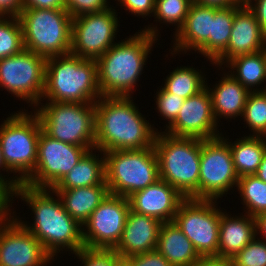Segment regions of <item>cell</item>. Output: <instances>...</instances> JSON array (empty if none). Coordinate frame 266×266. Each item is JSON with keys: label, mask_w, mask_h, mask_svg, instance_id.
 I'll use <instances>...</instances> for the list:
<instances>
[{"label": "cell", "mask_w": 266, "mask_h": 266, "mask_svg": "<svg viewBox=\"0 0 266 266\" xmlns=\"http://www.w3.org/2000/svg\"><path fill=\"white\" fill-rule=\"evenodd\" d=\"M191 4L189 0H155L154 21L174 25V33H177L183 26Z\"/></svg>", "instance_id": "836d02e7"}, {"label": "cell", "mask_w": 266, "mask_h": 266, "mask_svg": "<svg viewBox=\"0 0 266 266\" xmlns=\"http://www.w3.org/2000/svg\"><path fill=\"white\" fill-rule=\"evenodd\" d=\"M121 6L135 16L151 17L154 14L155 0H117ZM151 14V15H150Z\"/></svg>", "instance_id": "f35d334b"}, {"label": "cell", "mask_w": 266, "mask_h": 266, "mask_svg": "<svg viewBox=\"0 0 266 266\" xmlns=\"http://www.w3.org/2000/svg\"><path fill=\"white\" fill-rule=\"evenodd\" d=\"M66 212L81 226L109 194L107 185L74 189H53Z\"/></svg>", "instance_id": "d4e9b609"}, {"label": "cell", "mask_w": 266, "mask_h": 266, "mask_svg": "<svg viewBox=\"0 0 266 266\" xmlns=\"http://www.w3.org/2000/svg\"><path fill=\"white\" fill-rule=\"evenodd\" d=\"M237 140V141H236ZM234 142H228L232 153L234 168L240 177L255 175L266 153V137L243 136L236 138Z\"/></svg>", "instance_id": "83f0119b"}, {"label": "cell", "mask_w": 266, "mask_h": 266, "mask_svg": "<svg viewBox=\"0 0 266 266\" xmlns=\"http://www.w3.org/2000/svg\"><path fill=\"white\" fill-rule=\"evenodd\" d=\"M64 2L65 9L72 18L88 13L102 12L111 7L107 0H64Z\"/></svg>", "instance_id": "8d00e7d4"}, {"label": "cell", "mask_w": 266, "mask_h": 266, "mask_svg": "<svg viewBox=\"0 0 266 266\" xmlns=\"http://www.w3.org/2000/svg\"><path fill=\"white\" fill-rule=\"evenodd\" d=\"M46 61L47 58L25 48L0 59V87L36 107L44 93Z\"/></svg>", "instance_id": "8fae6325"}, {"label": "cell", "mask_w": 266, "mask_h": 266, "mask_svg": "<svg viewBox=\"0 0 266 266\" xmlns=\"http://www.w3.org/2000/svg\"><path fill=\"white\" fill-rule=\"evenodd\" d=\"M115 11L112 6L102 12L73 18L70 53L83 59L97 60L114 45L120 27Z\"/></svg>", "instance_id": "5bb4252c"}, {"label": "cell", "mask_w": 266, "mask_h": 266, "mask_svg": "<svg viewBox=\"0 0 266 266\" xmlns=\"http://www.w3.org/2000/svg\"><path fill=\"white\" fill-rule=\"evenodd\" d=\"M214 6L192 3L183 26L173 36V49L170 54H186L190 50L201 53L210 61V34ZM184 51V52H183Z\"/></svg>", "instance_id": "ac0fdd59"}, {"label": "cell", "mask_w": 266, "mask_h": 266, "mask_svg": "<svg viewBox=\"0 0 266 266\" xmlns=\"http://www.w3.org/2000/svg\"><path fill=\"white\" fill-rule=\"evenodd\" d=\"M112 266H134L133 260L129 256L118 255L113 250V264Z\"/></svg>", "instance_id": "681fc988"}, {"label": "cell", "mask_w": 266, "mask_h": 266, "mask_svg": "<svg viewBox=\"0 0 266 266\" xmlns=\"http://www.w3.org/2000/svg\"><path fill=\"white\" fill-rule=\"evenodd\" d=\"M255 176L266 183V153L263 155L262 161L258 167L257 172L255 173Z\"/></svg>", "instance_id": "f907efd6"}, {"label": "cell", "mask_w": 266, "mask_h": 266, "mask_svg": "<svg viewBox=\"0 0 266 266\" xmlns=\"http://www.w3.org/2000/svg\"><path fill=\"white\" fill-rule=\"evenodd\" d=\"M13 196L31 207L34 223L31 226L18 219L15 212L11 215L34 235L53 259L61 250L76 254L84 248L82 226L66 212L53 189L33 188L21 183L11 193V203H14Z\"/></svg>", "instance_id": "6da1fadb"}, {"label": "cell", "mask_w": 266, "mask_h": 266, "mask_svg": "<svg viewBox=\"0 0 266 266\" xmlns=\"http://www.w3.org/2000/svg\"><path fill=\"white\" fill-rule=\"evenodd\" d=\"M192 266H230V261L216 256L200 257Z\"/></svg>", "instance_id": "bcb514c9"}, {"label": "cell", "mask_w": 266, "mask_h": 266, "mask_svg": "<svg viewBox=\"0 0 266 266\" xmlns=\"http://www.w3.org/2000/svg\"><path fill=\"white\" fill-rule=\"evenodd\" d=\"M96 152H98L97 156ZM101 154H104V152L101 150L97 151V149L88 151L73 169L52 189H74L96 185H107L105 157Z\"/></svg>", "instance_id": "484cf974"}, {"label": "cell", "mask_w": 266, "mask_h": 266, "mask_svg": "<svg viewBox=\"0 0 266 266\" xmlns=\"http://www.w3.org/2000/svg\"><path fill=\"white\" fill-rule=\"evenodd\" d=\"M12 206L11 192L0 182V221L11 215Z\"/></svg>", "instance_id": "7bdbcfd3"}, {"label": "cell", "mask_w": 266, "mask_h": 266, "mask_svg": "<svg viewBox=\"0 0 266 266\" xmlns=\"http://www.w3.org/2000/svg\"><path fill=\"white\" fill-rule=\"evenodd\" d=\"M247 7L254 13L260 29L266 35V0H253Z\"/></svg>", "instance_id": "b9f144b4"}, {"label": "cell", "mask_w": 266, "mask_h": 266, "mask_svg": "<svg viewBox=\"0 0 266 266\" xmlns=\"http://www.w3.org/2000/svg\"><path fill=\"white\" fill-rule=\"evenodd\" d=\"M154 150L159 179L176 188L185 199L199 200L201 140L157 132Z\"/></svg>", "instance_id": "5b68a950"}, {"label": "cell", "mask_w": 266, "mask_h": 266, "mask_svg": "<svg viewBox=\"0 0 266 266\" xmlns=\"http://www.w3.org/2000/svg\"><path fill=\"white\" fill-rule=\"evenodd\" d=\"M241 6L217 7L214 6L210 34V61L212 62L227 48L235 12Z\"/></svg>", "instance_id": "f546056e"}, {"label": "cell", "mask_w": 266, "mask_h": 266, "mask_svg": "<svg viewBox=\"0 0 266 266\" xmlns=\"http://www.w3.org/2000/svg\"><path fill=\"white\" fill-rule=\"evenodd\" d=\"M22 9H65L64 0H22Z\"/></svg>", "instance_id": "60d3db41"}, {"label": "cell", "mask_w": 266, "mask_h": 266, "mask_svg": "<svg viewBox=\"0 0 266 266\" xmlns=\"http://www.w3.org/2000/svg\"><path fill=\"white\" fill-rule=\"evenodd\" d=\"M253 0H240V6H247Z\"/></svg>", "instance_id": "816d5d0a"}, {"label": "cell", "mask_w": 266, "mask_h": 266, "mask_svg": "<svg viewBox=\"0 0 266 266\" xmlns=\"http://www.w3.org/2000/svg\"><path fill=\"white\" fill-rule=\"evenodd\" d=\"M129 211L128 198L108 194L82 226L84 247L113 250L121 238Z\"/></svg>", "instance_id": "9a60e30c"}, {"label": "cell", "mask_w": 266, "mask_h": 266, "mask_svg": "<svg viewBox=\"0 0 266 266\" xmlns=\"http://www.w3.org/2000/svg\"><path fill=\"white\" fill-rule=\"evenodd\" d=\"M26 111L10 114L11 116L0 125V145L4 164L10 173H15V178L20 183L34 172L38 139L42 130L39 117L31 111V114Z\"/></svg>", "instance_id": "8992f818"}, {"label": "cell", "mask_w": 266, "mask_h": 266, "mask_svg": "<svg viewBox=\"0 0 266 266\" xmlns=\"http://www.w3.org/2000/svg\"><path fill=\"white\" fill-rule=\"evenodd\" d=\"M0 170L6 171L8 174L10 173L4 164L3 158H2V150L0 145ZM7 175H3L0 171V182L12 193L21 183L15 178L13 175L11 178L7 177ZM8 179V180H7Z\"/></svg>", "instance_id": "f6af8a7d"}, {"label": "cell", "mask_w": 266, "mask_h": 266, "mask_svg": "<svg viewBox=\"0 0 266 266\" xmlns=\"http://www.w3.org/2000/svg\"><path fill=\"white\" fill-rule=\"evenodd\" d=\"M134 266H173L157 250L130 256Z\"/></svg>", "instance_id": "ab89813d"}, {"label": "cell", "mask_w": 266, "mask_h": 266, "mask_svg": "<svg viewBox=\"0 0 266 266\" xmlns=\"http://www.w3.org/2000/svg\"><path fill=\"white\" fill-rule=\"evenodd\" d=\"M256 235H260L262 240L266 242V212L255 217Z\"/></svg>", "instance_id": "c3c4849f"}, {"label": "cell", "mask_w": 266, "mask_h": 266, "mask_svg": "<svg viewBox=\"0 0 266 266\" xmlns=\"http://www.w3.org/2000/svg\"><path fill=\"white\" fill-rule=\"evenodd\" d=\"M241 215L231 216L221 209L218 257L229 260L257 236L255 218Z\"/></svg>", "instance_id": "7402d4cb"}, {"label": "cell", "mask_w": 266, "mask_h": 266, "mask_svg": "<svg viewBox=\"0 0 266 266\" xmlns=\"http://www.w3.org/2000/svg\"><path fill=\"white\" fill-rule=\"evenodd\" d=\"M226 64L222 67V70L225 67L230 68L231 70L228 73L250 92L266 91L265 85L264 88L263 86L258 88L261 87V83L264 84L266 81V49L257 53L234 57Z\"/></svg>", "instance_id": "4316f807"}, {"label": "cell", "mask_w": 266, "mask_h": 266, "mask_svg": "<svg viewBox=\"0 0 266 266\" xmlns=\"http://www.w3.org/2000/svg\"><path fill=\"white\" fill-rule=\"evenodd\" d=\"M154 26L148 25L133 36L116 42L96 60L102 97H132L151 48L160 36V30Z\"/></svg>", "instance_id": "3957f363"}, {"label": "cell", "mask_w": 266, "mask_h": 266, "mask_svg": "<svg viewBox=\"0 0 266 266\" xmlns=\"http://www.w3.org/2000/svg\"><path fill=\"white\" fill-rule=\"evenodd\" d=\"M22 11V0H0V16L18 17Z\"/></svg>", "instance_id": "ee69618b"}, {"label": "cell", "mask_w": 266, "mask_h": 266, "mask_svg": "<svg viewBox=\"0 0 266 266\" xmlns=\"http://www.w3.org/2000/svg\"><path fill=\"white\" fill-rule=\"evenodd\" d=\"M31 108L39 117L42 130L51 138L89 151L95 149L94 103L40 102Z\"/></svg>", "instance_id": "52a82bcc"}, {"label": "cell", "mask_w": 266, "mask_h": 266, "mask_svg": "<svg viewBox=\"0 0 266 266\" xmlns=\"http://www.w3.org/2000/svg\"><path fill=\"white\" fill-rule=\"evenodd\" d=\"M223 75L213 88H210V85L208 87V83H205L211 96L213 113L217 123L220 121L218 118L223 116V118H231V120L238 116L242 117L250 93L228 71Z\"/></svg>", "instance_id": "603a6c76"}, {"label": "cell", "mask_w": 266, "mask_h": 266, "mask_svg": "<svg viewBox=\"0 0 266 266\" xmlns=\"http://www.w3.org/2000/svg\"><path fill=\"white\" fill-rule=\"evenodd\" d=\"M229 261L230 266H266V242L256 236Z\"/></svg>", "instance_id": "e575fe53"}, {"label": "cell", "mask_w": 266, "mask_h": 266, "mask_svg": "<svg viewBox=\"0 0 266 266\" xmlns=\"http://www.w3.org/2000/svg\"><path fill=\"white\" fill-rule=\"evenodd\" d=\"M238 193L243 200L245 214L253 218L266 212V183L255 175L240 177L237 183Z\"/></svg>", "instance_id": "4dcf8cb0"}, {"label": "cell", "mask_w": 266, "mask_h": 266, "mask_svg": "<svg viewBox=\"0 0 266 266\" xmlns=\"http://www.w3.org/2000/svg\"><path fill=\"white\" fill-rule=\"evenodd\" d=\"M217 126L211 96L205 86L200 92L184 100L176 120L163 132L176 137L207 140L222 135Z\"/></svg>", "instance_id": "e0dca14e"}, {"label": "cell", "mask_w": 266, "mask_h": 266, "mask_svg": "<svg viewBox=\"0 0 266 266\" xmlns=\"http://www.w3.org/2000/svg\"><path fill=\"white\" fill-rule=\"evenodd\" d=\"M75 256L83 266H112L113 250L82 248Z\"/></svg>", "instance_id": "74e56055"}, {"label": "cell", "mask_w": 266, "mask_h": 266, "mask_svg": "<svg viewBox=\"0 0 266 266\" xmlns=\"http://www.w3.org/2000/svg\"><path fill=\"white\" fill-rule=\"evenodd\" d=\"M24 48L45 58L70 53L72 17L66 9H22Z\"/></svg>", "instance_id": "ba28073f"}, {"label": "cell", "mask_w": 266, "mask_h": 266, "mask_svg": "<svg viewBox=\"0 0 266 266\" xmlns=\"http://www.w3.org/2000/svg\"><path fill=\"white\" fill-rule=\"evenodd\" d=\"M130 209L136 213L172 222L185 197L162 179L128 197Z\"/></svg>", "instance_id": "ffe728a7"}, {"label": "cell", "mask_w": 266, "mask_h": 266, "mask_svg": "<svg viewBox=\"0 0 266 266\" xmlns=\"http://www.w3.org/2000/svg\"><path fill=\"white\" fill-rule=\"evenodd\" d=\"M242 116L246 128L253 132L249 136L266 137V91L249 93Z\"/></svg>", "instance_id": "1f68e13d"}, {"label": "cell", "mask_w": 266, "mask_h": 266, "mask_svg": "<svg viewBox=\"0 0 266 266\" xmlns=\"http://www.w3.org/2000/svg\"><path fill=\"white\" fill-rule=\"evenodd\" d=\"M156 92V109L162 119L168 121L166 128L169 127L177 118L178 112L182 108L185 99L166 92L162 86Z\"/></svg>", "instance_id": "d590c367"}, {"label": "cell", "mask_w": 266, "mask_h": 266, "mask_svg": "<svg viewBox=\"0 0 266 266\" xmlns=\"http://www.w3.org/2000/svg\"><path fill=\"white\" fill-rule=\"evenodd\" d=\"M24 49L21 22L15 16H0V59Z\"/></svg>", "instance_id": "d6a6232c"}, {"label": "cell", "mask_w": 266, "mask_h": 266, "mask_svg": "<svg viewBox=\"0 0 266 266\" xmlns=\"http://www.w3.org/2000/svg\"><path fill=\"white\" fill-rule=\"evenodd\" d=\"M266 49V35L260 29L254 13L241 6L234 15L230 40L227 48L212 62V65L222 68L234 57L257 53Z\"/></svg>", "instance_id": "d6986e66"}, {"label": "cell", "mask_w": 266, "mask_h": 266, "mask_svg": "<svg viewBox=\"0 0 266 266\" xmlns=\"http://www.w3.org/2000/svg\"><path fill=\"white\" fill-rule=\"evenodd\" d=\"M101 97L96 60L72 53L47 58L41 101L95 103Z\"/></svg>", "instance_id": "277c9868"}, {"label": "cell", "mask_w": 266, "mask_h": 266, "mask_svg": "<svg viewBox=\"0 0 266 266\" xmlns=\"http://www.w3.org/2000/svg\"><path fill=\"white\" fill-rule=\"evenodd\" d=\"M195 3L217 7L240 6V0H196Z\"/></svg>", "instance_id": "7dc6e473"}, {"label": "cell", "mask_w": 266, "mask_h": 266, "mask_svg": "<svg viewBox=\"0 0 266 266\" xmlns=\"http://www.w3.org/2000/svg\"><path fill=\"white\" fill-rule=\"evenodd\" d=\"M132 98L106 96L94 103L95 149L139 150L154 145L158 129L140 113Z\"/></svg>", "instance_id": "7a4b0ae2"}, {"label": "cell", "mask_w": 266, "mask_h": 266, "mask_svg": "<svg viewBox=\"0 0 266 266\" xmlns=\"http://www.w3.org/2000/svg\"><path fill=\"white\" fill-rule=\"evenodd\" d=\"M215 200L185 199L173 222L201 257H218L221 210Z\"/></svg>", "instance_id": "30bf717a"}, {"label": "cell", "mask_w": 266, "mask_h": 266, "mask_svg": "<svg viewBox=\"0 0 266 266\" xmlns=\"http://www.w3.org/2000/svg\"><path fill=\"white\" fill-rule=\"evenodd\" d=\"M109 194L128 198L159 180L154 147L104 152Z\"/></svg>", "instance_id": "9c48e42d"}, {"label": "cell", "mask_w": 266, "mask_h": 266, "mask_svg": "<svg viewBox=\"0 0 266 266\" xmlns=\"http://www.w3.org/2000/svg\"><path fill=\"white\" fill-rule=\"evenodd\" d=\"M88 151L85 147L53 139L41 130L36 167L23 184L33 188L52 189Z\"/></svg>", "instance_id": "4fadbf2b"}, {"label": "cell", "mask_w": 266, "mask_h": 266, "mask_svg": "<svg viewBox=\"0 0 266 266\" xmlns=\"http://www.w3.org/2000/svg\"><path fill=\"white\" fill-rule=\"evenodd\" d=\"M223 135L201 140L199 200H215L237 187L232 153ZM234 186V187H233Z\"/></svg>", "instance_id": "7c38bea8"}, {"label": "cell", "mask_w": 266, "mask_h": 266, "mask_svg": "<svg viewBox=\"0 0 266 266\" xmlns=\"http://www.w3.org/2000/svg\"><path fill=\"white\" fill-rule=\"evenodd\" d=\"M156 250L173 266H192L201 257L173 221L162 223Z\"/></svg>", "instance_id": "cb8c5ba5"}, {"label": "cell", "mask_w": 266, "mask_h": 266, "mask_svg": "<svg viewBox=\"0 0 266 266\" xmlns=\"http://www.w3.org/2000/svg\"><path fill=\"white\" fill-rule=\"evenodd\" d=\"M166 76L164 86L162 87L166 92L187 99L204 87L207 79L204 72H199V69L192 67L180 66ZM206 80V81H205Z\"/></svg>", "instance_id": "f1b7e54d"}, {"label": "cell", "mask_w": 266, "mask_h": 266, "mask_svg": "<svg viewBox=\"0 0 266 266\" xmlns=\"http://www.w3.org/2000/svg\"><path fill=\"white\" fill-rule=\"evenodd\" d=\"M161 225L158 219L130 209L121 238L113 250L129 257L156 250Z\"/></svg>", "instance_id": "44dd1931"}, {"label": "cell", "mask_w": 266, "mask_h": 266, "mask_svg": "<svg viewBox=\"0 0 266 266\" xmlns=\"http://www.w3.org/2000/svg\"><path fill=\"white\" fill-rule=\"evenodd\" d=\"M54 259L12 215L0 221V266H47Z\"/></svg>", "instance_id": "2e32d148"}]
</instances>
